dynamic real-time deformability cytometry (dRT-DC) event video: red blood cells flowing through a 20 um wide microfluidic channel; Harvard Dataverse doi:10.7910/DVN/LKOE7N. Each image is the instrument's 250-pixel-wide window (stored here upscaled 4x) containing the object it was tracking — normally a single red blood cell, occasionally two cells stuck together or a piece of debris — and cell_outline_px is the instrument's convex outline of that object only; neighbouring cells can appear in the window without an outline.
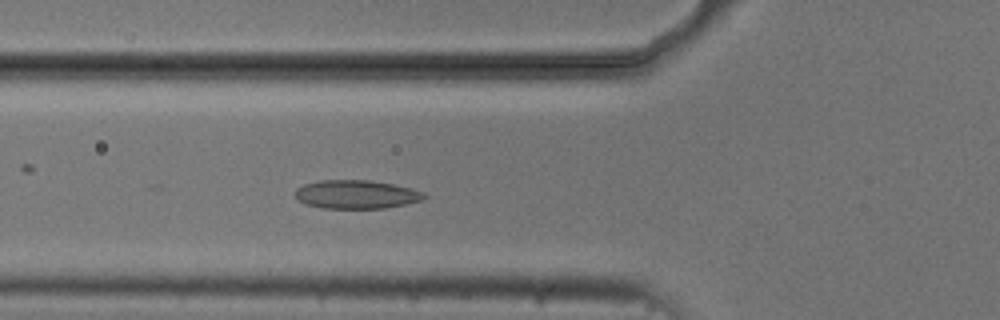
{"species": "common noctule bat (a hibernating species)", "species_latin": "Nyctalus noctula", "temperature_condition": "cold", "stored_images_in_passage": 4, "camera_frame_rate_fps": 3000, "um_per_image_px": 0.085, "animal": {"sex": "male", "body_mass_g": 20.5, "forearm_length_mm": 52.5}, "frame": {"image": 1, "passage_image": 4, "time_ms": 5.0, "image_size_px": [1000, 320], "cell_outline_px": [[428, 196], [424, 200], [384, 208], [320, 208], [304, 204], [296, 200], [296, 188], [304, 184], [320, 180], [368, 180], [392, 184], [424, 192]], "centroid_in_image_um": [30.25, 16.53], "position_along_channel_um": 95.5, "area_um2": 21.5}}